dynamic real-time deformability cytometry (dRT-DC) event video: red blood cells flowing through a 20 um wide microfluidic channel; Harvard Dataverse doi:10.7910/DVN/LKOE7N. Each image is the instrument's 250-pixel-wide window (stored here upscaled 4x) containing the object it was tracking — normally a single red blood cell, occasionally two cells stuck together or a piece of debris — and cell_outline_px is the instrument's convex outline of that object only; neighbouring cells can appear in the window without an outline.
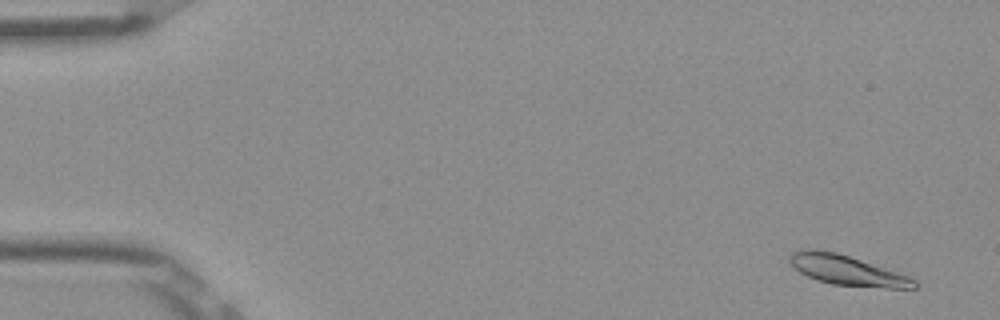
{"species": "Egyptian fruit bat (a non-hibernating species)", "species_latin": "Rousettus aegyptiacus", "temperature_condition": "room temperature", "stored_images_in_passage": 53, "camera_frame_rate_fps": 3000, "um_per_image_px": 0.085, "frame": {"image": 1, "passage_image": 3, "time_ms": 0.667, "image_size_px": [1000, 320], "cell_outline_px": [[916, 288], [888, 288], [832, 284], [816, 280], [800, 272], [788, 260], [788, 256], [792, 252], [808, 248], [812, 248], [836, 252], [908, 276], [916, 280]], "centroid_in_image_um": [71.95, 22.97], "position_along_channel_um": 13.1, "area_um2": 21.39}}
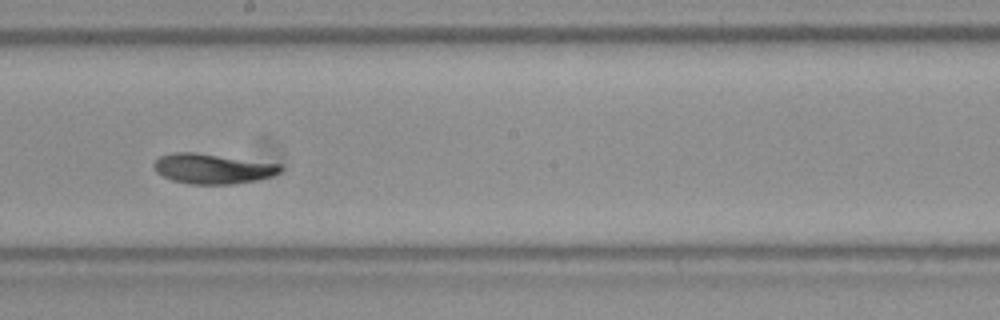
{"frame": {"image": 2, "passage_image": 30, "time_ms": 9.667, "image_size_px": [1000, 320], "cell_outline_px": [[284, 168], [280, 172], [272, 176], [256, 180], [232, 184], [188, 184], [172, 180], [156, 172], [152, 164], [160, 156], [176, 152], [196, 152], [280, 164]], "centroid_in_image_um": [18.07, 14.34], "position_along_channel_um": 230.1, "area_um2": 22.14}}
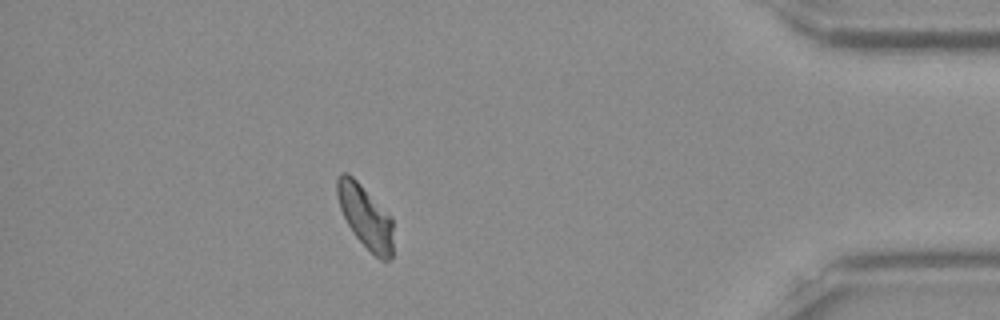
{"frame": {"image": 3, "passage_image": 47, "time_ms": 15.333, "image_size_px": [1000, 320], "cell_outline_px": [[392, 256], [388, 260], [380, 260], [356, 236], [348, 224], [340, 208], [336, 192], [336, 180], [340, 172], [348, 172], [392, 216]], "centroid_in_image_um": [31.05, 18.37], "position_along_channel_um": 404.2, "area_um2": 20.35}, "authors_computed_cell_mechanics": {"area_um2": 21.5594, "velocity_mm_per_s": 3.8512, "shape_relaxation_time_tau1_ms": 2.8481, "shape_relaxation_time_tau2_ms": 2.3437, "deformation_change_tau1": 0.1327, "deformation_change_tau2": 0.0682}}